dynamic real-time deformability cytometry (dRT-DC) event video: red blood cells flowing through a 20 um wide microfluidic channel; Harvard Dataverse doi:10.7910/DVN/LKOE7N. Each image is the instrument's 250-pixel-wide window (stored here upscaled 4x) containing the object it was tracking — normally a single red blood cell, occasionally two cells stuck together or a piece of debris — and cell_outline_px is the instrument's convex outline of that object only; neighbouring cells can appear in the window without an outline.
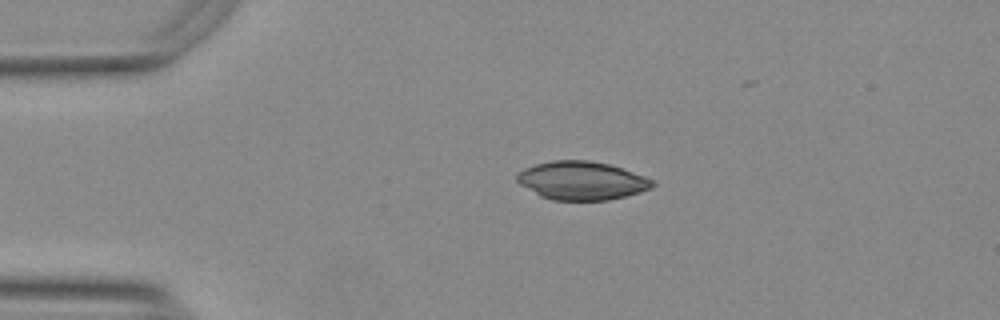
{"species": "Egyptian fruit bat (a non-hibernating species)", "species_latin": "Rousettus aegyptiacus", "temperature_condition": "warm", "stored_images_in_passage": 35, "camera_frame_rate_fps": 3000, "um_per_image_px": 0.085, "animal": {"sex": "female"}, "frame": {"image": 1, "passage_image": 1, "time_ms": 0.0, "image_size_px": [1000, 320], "cell_outline_px": [[656, 184], [652, 188], [640, 192], [608, 200], [552, 200], [540, 196], [520, 184], [516, 180], [516, 176], [524, 168], [536, 164], [552, 160], [588, 160], [608, 164], [644, 176], [652, 180]], "centroid_in_image_um": [49.43, 15.35], "position_along_channel_um": 35.6, "area_um2": 30.11}}
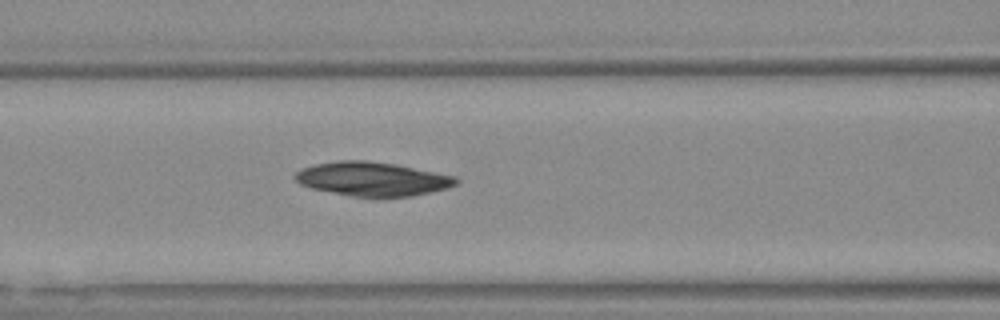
{"frame": {"image": 2, "passage_image": 12, "time_ms": 3.667, "image_size_px": [1000, 320], "cell_outline_px": [[460, 180], [456, 184], [448, 188], [432, 192], [412, 196], [352, 196], [312, 188], [300, 184], [292, 176], [300, 168], [316, 164], [336, 160], [364, 160], [396, 164], [456, 176]], "centroid_in_image_um": [31.66, 15.2], "position_along_channel_um": 134.9, "area_um2": 31.79}}
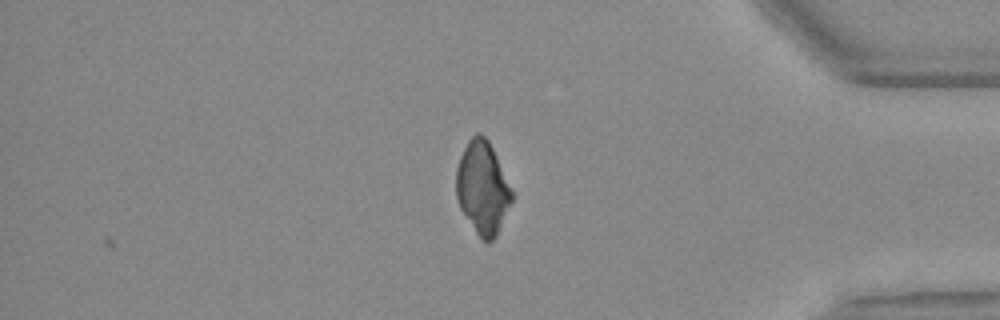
{"frame": {"image": 3, "passage_image": 35, "time_ms": 11.333, "image_size_px": [1000, 320], "cell_outline_px": [[512, 200], [496, 236], [488, 244], [476, 232], [460, 208], [456, 196], [456, 168], [460, 156], [468, 140], [476, 132], [480, 132], [488, 140], [512, 188]], "centroid_in_image_um": [41.01, 15.94], "position_along_channel_um": 394.2, "area_um2": 29.77}}